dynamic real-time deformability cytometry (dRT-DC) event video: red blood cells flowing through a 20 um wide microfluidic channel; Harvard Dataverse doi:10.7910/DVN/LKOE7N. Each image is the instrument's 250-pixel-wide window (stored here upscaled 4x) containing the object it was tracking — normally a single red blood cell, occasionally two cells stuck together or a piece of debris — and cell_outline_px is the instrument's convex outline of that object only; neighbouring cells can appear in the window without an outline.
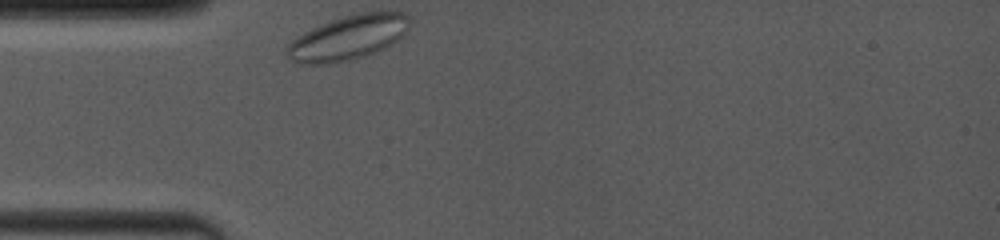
{"species": "common noctule bat (a hibernating species)", "species_latin": "Nyctalus noctula", "temperature_condition": "room temperature", "stored_images_in_passage": 12, "camera_frame_rate_fps": 4000, "um_per_image_px": 0.085, "animal": {"sex": "female", "body_mass_g": 19.0, "forearm_length_mm": 53.3}, "frame": {"image": 1, "passage_image": 1, "time_ms": 0.0, "image_size_px": [1000, 240], "cell_outline_px": [[412, 24], [392, 44], [384, 48], [364, 56], [348, 60], [328, 64], [296, 64], [284, 52], [288, 44], [292, 40], [304, 32], [312, 28], [332, 20], [344, 16], [364, 12], [404, 12], [408, 16]], "centroid_in_image_um": [29.57, 3.21], "position_along_channel_um": 55.4, "area_um2": 31.62}}
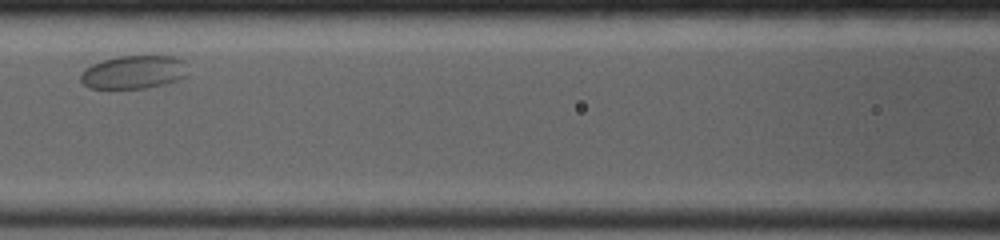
{"frame": {"image": 2, "passage_image": 8, "time_ms": 3.0, "image_size_px": [1000, 240], "cell_outline_px": [[184, 76], [176, 80], [144, 88], [88, 88], [80, 80], [80, 72], [84, 68], [92, 64], [104, 60], [120, 56], [172, 56], [184, 60]], "centroid_in_image_um": [11.28, 6.12], "position_along_channel_um": 155.3, "area_um2": 20.4}}
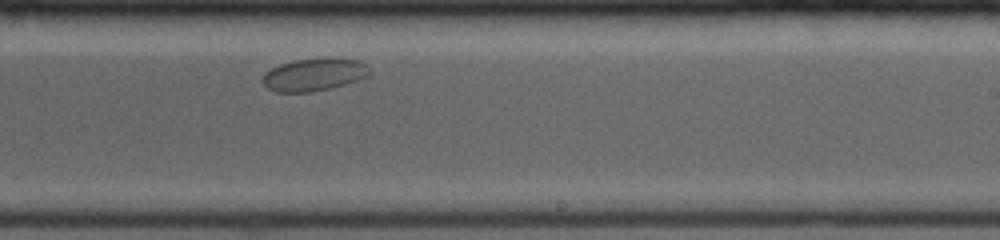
{"frame": {"image": 3, "passage_image": 12, "time_ms": 6.0, "image_size_px": [1000, 240], "cell_outline_px": [[372, 72], [368, 76], [344, 84], [312, 92], [276, 92], [268, 88], [260, 80], [264, 72], [280, 64], [296, 60], [324, 56], [332, 56], [360, 60]], "centroid_in_image_um": [26.69, 6.31], "position_along_channel_um": 262.3, "area_um2": 20.69}}